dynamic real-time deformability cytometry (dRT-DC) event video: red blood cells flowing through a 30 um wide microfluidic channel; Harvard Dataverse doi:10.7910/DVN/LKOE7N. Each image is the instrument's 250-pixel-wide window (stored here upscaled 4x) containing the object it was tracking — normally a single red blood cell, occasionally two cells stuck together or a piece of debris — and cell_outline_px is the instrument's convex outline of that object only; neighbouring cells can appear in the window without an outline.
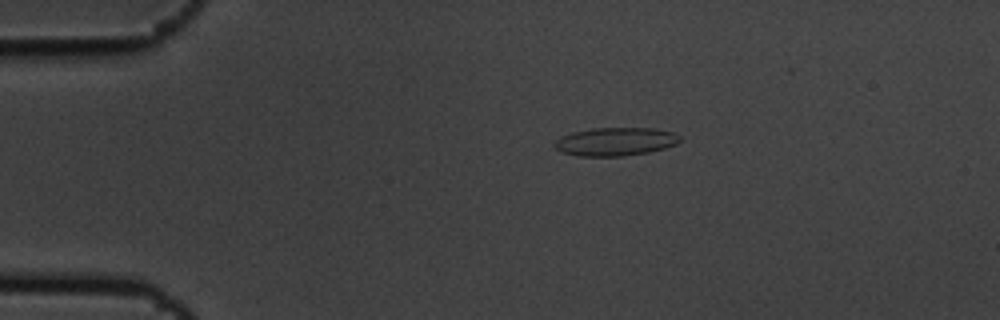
{"species": "common noctule bat (a hibernating species)", "species_latin": "Nyctalus noctula", "temperature_condition": "cold", "stored_images_in_passage": 3, "camera_frame_rate_fps": 3000, "um_per_image_px": 0.085, "animal": {"sex": "male", "body_mass_g": 19.5, "forearm_length_mm": 54.6}, "frame": {"image": 1, "passage_image": 1, "time_ms": 0.0, "image_size_px": [1000, 320], "cell_outline_px": [[680, 140], [676, 144], [664, 148], [648, 152], [624, 156], [580, 156], [560, 152], [552, 144], [560, 136], [572, 132], [592, 128], [652, 128], [672, 132], [680, 136]], "centroid_in_image_um": [52.27, 12.04], "position_along_channel_um": 32.7, "area_um2": 20.69}}